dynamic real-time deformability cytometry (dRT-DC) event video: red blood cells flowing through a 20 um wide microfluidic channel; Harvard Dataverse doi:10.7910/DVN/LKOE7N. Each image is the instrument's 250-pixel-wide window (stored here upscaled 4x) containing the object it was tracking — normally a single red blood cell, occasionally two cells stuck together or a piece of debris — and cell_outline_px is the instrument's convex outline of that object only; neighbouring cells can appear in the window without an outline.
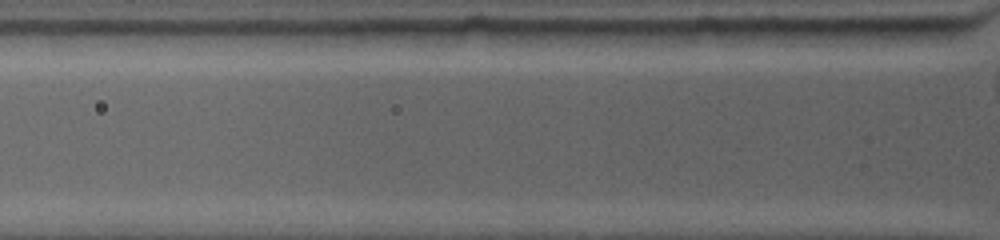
{"species": "common noctule bat (a hibernating species)", "species_latin": "Nyctalus noctula", "temperature_condition": "warm", "stored_images_in_passage": 3, "segment_of_instrument_passage": [2, 2], "camera_frame_rate_fps": 4500, "um_per_image_px": 0.085, "animal": {"sex": "female", "body_mass_g": 19.0, "forearm_length_mm": 53.3}, "frame": {"image": 1, "passage_image": 3, "time_ms": 1.111, "image_size_px": [1000, 240], "cell_outline_px": [[948, 44], [900, 48], [864, 44], [856, 28], [944, 28], [948, 36]], "centroid_in_image_um": [76.8, 3.14], "position_along_channel_um": 49.0, "area_um2": 11.27}}